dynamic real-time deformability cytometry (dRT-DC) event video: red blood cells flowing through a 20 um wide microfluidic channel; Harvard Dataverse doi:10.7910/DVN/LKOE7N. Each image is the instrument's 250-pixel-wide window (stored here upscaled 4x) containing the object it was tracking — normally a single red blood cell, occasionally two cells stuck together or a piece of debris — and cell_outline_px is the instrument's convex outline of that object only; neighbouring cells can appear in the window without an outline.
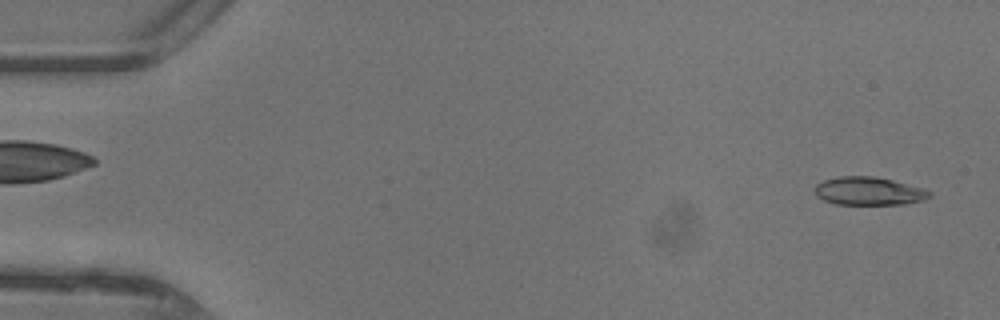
{"species": "common noctule bat (a hibernating species)", "species_latin": "Nyctalus noctula", "temperature_condition": "warm", "stored_images_in_passage": 46, "camera_frame_rate_fps": 3000, "um_per_image_px": 0.085, "animal": {"sex": "female"}, "frame": {"image": 1, "passage_image": 2, "time_ms": 0.333, "image_size_px": [1000, 320], "cell_outline_px": [[932, 196], [924, 200], [904, 204], [836, 204], [824, 200], [816, 196], [812, 188], [816, 184], [824, 180], [840, 176], [872, 176], [892, 180], [924, 188], [932, 192]], "centroid_in_image_um": [73.84, 16.24], "position_along_channel_um": 11.2, "area_um2": 18.96}}
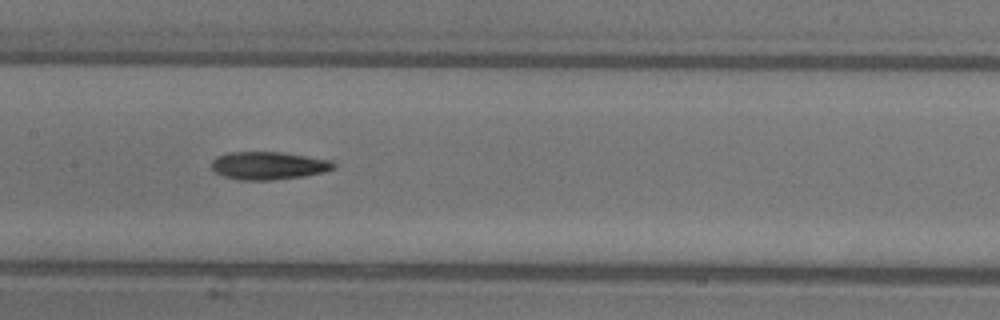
{"frame": {"image": 2, "passage_image": 23, "time_ms": 7.333, "image_size_px": [1000, 320], "cell_outline_px": [[336, 168], [324, 172], [304, 176], [272, 180], [236, 180], [224, 176], [216, 172], [212, 168], [212, 160], [216, 156], [228, 152], [280, 152], [332, 160], [336, 164]], "centroid_in_image_um": [22.83, 14.08], "position_along_channel_um": 184.6, "area_um2": 19.94}}
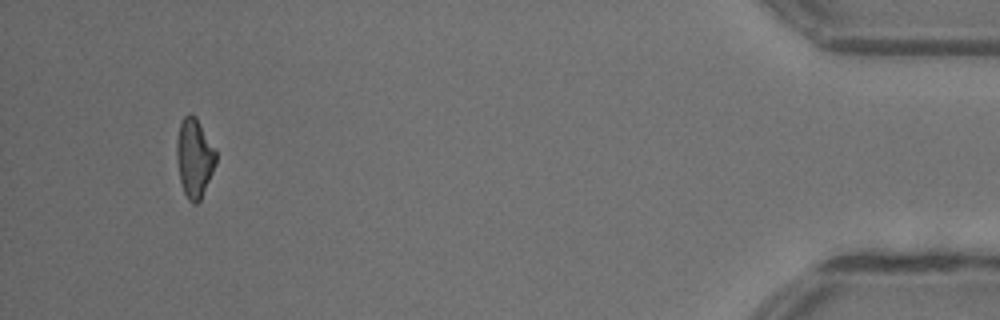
{"frame": {"image": 3, "passage_image": 44, "time_ms": 14.333, "image_size_px": [1000, 320], "cell_outline_px": [[216, 164], [200, 200], [196, 204], [192, 204], [188, 200], [184, 192], [180, 180], [176, 160], [176, 140], [180, 124], [184, 116], [188, 112], [192, 112], [196, 116], [216, 152]], "centroid_in_image_um": [16.5, 13.4], "position_along_channel_um": 418.7, "area_um2": 18.09}, "authors_computed_cell_mechanics": {"area_um2": 19.2763, "velocity_mm_per_s": 4.4361, "shape_relaxation_time_tau1_ms": 8.3707, "shape_relaxation_time_tau2_ms": 7.3077, "deformation_change_tau1": 0.2205, "deformation_change_tau2": 0.2056}}